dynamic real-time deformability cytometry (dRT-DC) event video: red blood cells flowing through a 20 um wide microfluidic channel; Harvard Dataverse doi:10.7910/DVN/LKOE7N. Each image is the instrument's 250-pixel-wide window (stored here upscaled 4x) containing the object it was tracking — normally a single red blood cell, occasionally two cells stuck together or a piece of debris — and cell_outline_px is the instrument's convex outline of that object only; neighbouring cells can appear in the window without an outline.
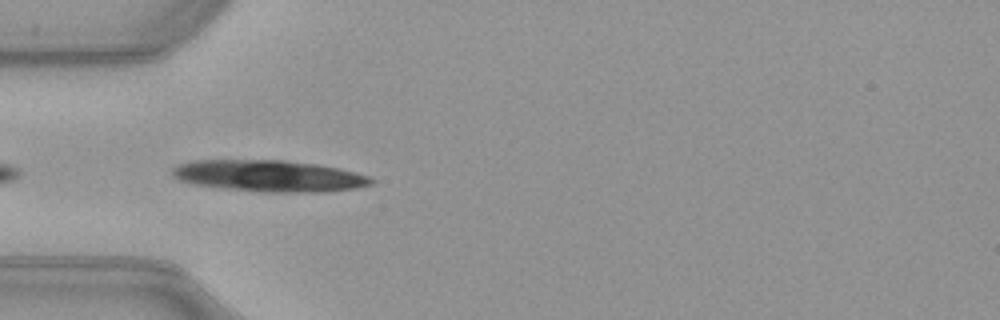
{"species": "common noctule bat (a hibernating species)", "species_latin": "Nyctalus noctula", "temperature_condition": "warm", "stored_images_in_passage": 8, "camera_frame_rate_fps": 3000, "um_per_image_px": 0.085, "animal": {"sex": "female", "body_mass_g": 21.9}, "frame": {"image": 1, "passage_image": 2, "time_ms": 0.333, "image_size_px": [1000, 320], "cell_outline_px": [[376, 180], [372, 184], [356, 188], [324, 192], [264, 192], [216, 188], [192, 184], [180, 180], [172, 176], [172, 168], [180, 164], [196, 160], [284, 160], [316, 164], [340, 168], [356, 172], [368, 176]], "centroid_in_image_um": [22.88, 14.96], "position_along_channel_um": 62.1, "area_um2": 36.82}}
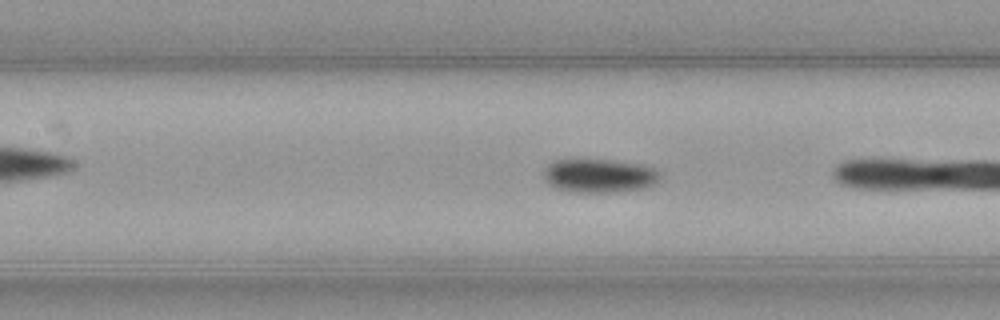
{"frame": {"image": 2, "passage_image": 7, "time_ms": 2.0, "image_size_px": [1000, 320], "cell_outline_px": [[660, 176], [652, 184], [644, 188], [616, 192], [572, 192], [556, 188], [548, 184], [544, 180], [544, 168], [548, 164], [556, 160], [612, 160], [644, 164], [656, 168], [660, 172]], "centroid_in_image_um": [50.93, 14.93], "position_along_channel_um": 156.5, "area_um2": 22.95}}